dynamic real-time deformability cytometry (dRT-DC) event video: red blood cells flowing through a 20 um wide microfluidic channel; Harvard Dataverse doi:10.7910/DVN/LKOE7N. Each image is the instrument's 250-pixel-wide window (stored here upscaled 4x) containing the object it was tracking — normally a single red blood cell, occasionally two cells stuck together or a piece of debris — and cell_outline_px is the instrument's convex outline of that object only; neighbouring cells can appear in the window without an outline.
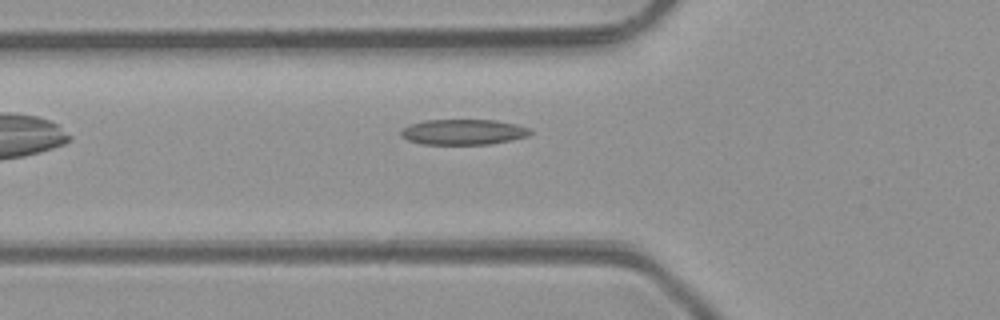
{"species": "common noctule bat (a hibernating species)", "species_latin": "Nyctalus noctula", "temperature_condition": "room temperature", "stored_images_in_passage": 3, "camera_frame_rate_fps": 3000, "um_per_image_px": 0.085, "animal": {"sex": "male", "body_mass_g": 23.1, "forearm_length_mm": 52.7}, "frame": {"image": 1, "passage_image": 3, "time_ms": 3.333, "image_size_px": [1000, 320], "cell_outline_px": [[532, 132], [528, 136], [488, 144], [424, 144], [408, 140], [400, 136], [400, 132], [408, 124], [424, 120], [496, 120], [516, 124], [532, 128]], "centroid_in_image_um": [39.37, 11.21], "position_along_channel_um": 86.4, "area_um2": 19.19}}